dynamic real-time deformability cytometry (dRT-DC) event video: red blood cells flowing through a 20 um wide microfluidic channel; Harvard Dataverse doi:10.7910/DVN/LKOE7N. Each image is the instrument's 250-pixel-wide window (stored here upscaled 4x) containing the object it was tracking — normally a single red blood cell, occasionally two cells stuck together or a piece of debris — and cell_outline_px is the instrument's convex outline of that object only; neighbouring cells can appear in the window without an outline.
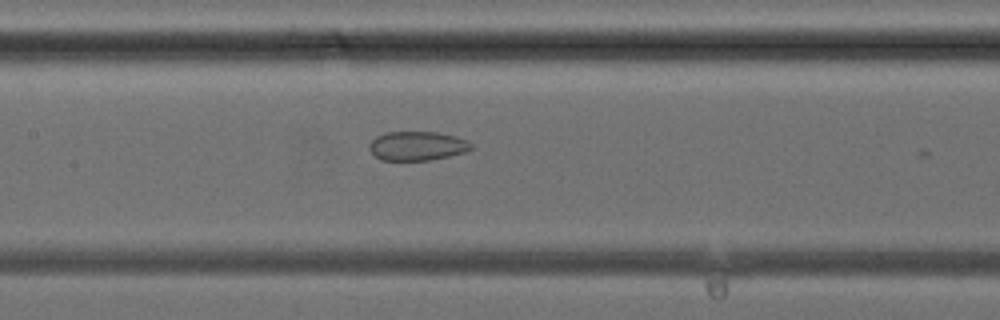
{"species": "common noctule bat (a hibernating species)", "species_latin": "Nyctalus noctula", "temperature_condition": "cold", "stored_images_in_passage": 9, "camera_frame_rate_fps": 3000, "um_per_image_px": 0.085, "animal": {"sex": "female", "body_mass_g": 24.6, "forearm_length_mm": 56.2}, "frame": {"image": 1, "passage_image": 8, "time_ms": 2.333, "image_size_px": [1000, 320], "cell_outline_px": [[472, 148], [464, 152], [448, 156], [428, 160], [380, 160], [368, 148], [368, 144], [376, 136], [384, 132], [436, 132], [456, 136], [468, 140], [472, 144]], "centroid_in_image_um": [35.44, 12.39], "position_along_channel_um": 172.0, "area_um2": 17.28}}